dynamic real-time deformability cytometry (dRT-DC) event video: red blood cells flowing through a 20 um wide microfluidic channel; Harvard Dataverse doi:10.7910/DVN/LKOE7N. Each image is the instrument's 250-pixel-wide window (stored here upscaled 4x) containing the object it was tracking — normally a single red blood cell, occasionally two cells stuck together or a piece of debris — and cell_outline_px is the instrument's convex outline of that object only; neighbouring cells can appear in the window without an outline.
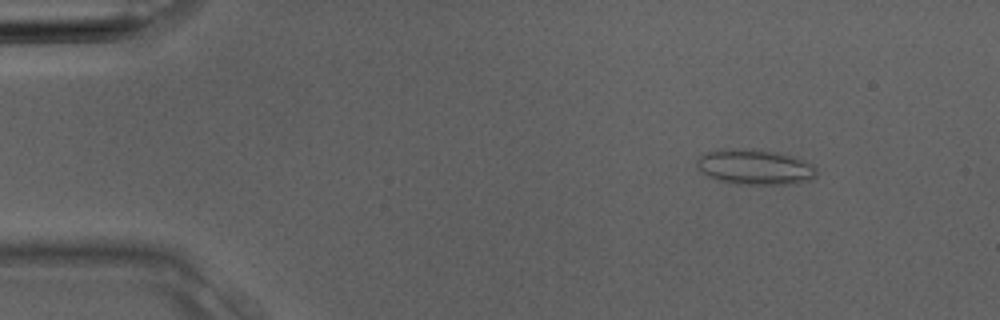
{"species": "Egyptian fruit bat (a non-hibernating species)", "species_latin": "Rousettus aegyptiacus", "temperature_condition": "room temperature", "stored_images_in_passage": 4, "camera_frame_rate_fps": 3000, "um_per_image_px": 0.085, "animal": {"sex": "male"}, "frame": {"image": 1, "passage_image": 2, "time_ms": 0.333, "image_size_px": [1000, 320], "cell_outline_px": [[816, 176], [812, 180], [788, 184], [740, 184], [720, 180], [708, 176], [700, 172], [696, 164], [696, 160], [700, 156], [708, 152], [720, 148], [776, 152], [792, 156], [812, 164], [816, 168]], "centroid_in_image_um": [64.16, 14.21], "position_along_channel_um": 20.8, "area_um2": 24.28}}